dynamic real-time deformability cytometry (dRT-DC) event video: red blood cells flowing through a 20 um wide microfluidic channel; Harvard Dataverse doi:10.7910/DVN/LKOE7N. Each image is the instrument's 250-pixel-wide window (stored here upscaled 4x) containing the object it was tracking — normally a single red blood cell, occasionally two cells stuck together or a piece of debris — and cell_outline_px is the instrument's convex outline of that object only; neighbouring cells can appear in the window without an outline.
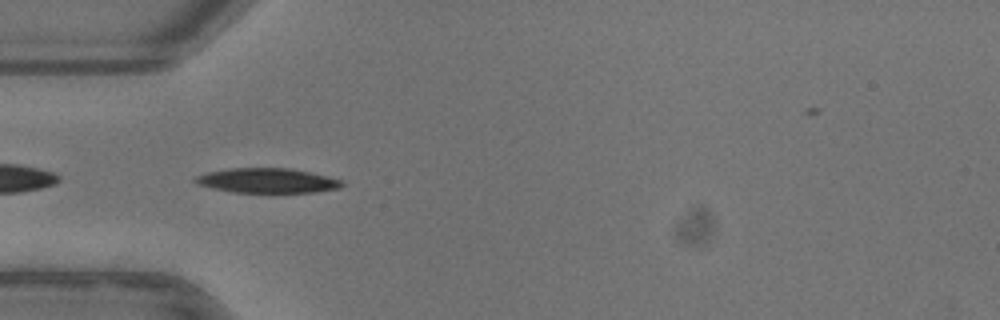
{"species": "common noctule bat (a hibernating species)", "species_latin": "Nyctalus noctula", "temperature_condition": "warm", "stored_images_in_passage": 31, "camera_frame_rate_fps": 3000, "um_per_image_px": 0.085, "animal": {"sex": "female"}, "frame": {"image": 1, "passage_image": 1, "time_ms": 0.0, "image_size_px": [1000, 320], "cell_outline_px": [[344, 184], [340, 188], [312, 192], [232, 192], [212, 188], [196, 184], [192, 180], [196, 176], [208, 172], [228, 168], [288, 168], [328, 176], [340, 180]], "centroid_in_image_um": [22.67, 15.35], "position_along_channel_um": 62.3, "area_um2": 20.98}, "authors_computed_cell_mechanics": {"area_um2": 20.9814, "velocity_mm_per_s": 3.9424, "shape_relaxation_time_tau1_ms": 3.7665, "shape_relaxation_time_tau2_ms": null, "deformation_change_tau1": 0.158, "deformation_change_tau2": null}}